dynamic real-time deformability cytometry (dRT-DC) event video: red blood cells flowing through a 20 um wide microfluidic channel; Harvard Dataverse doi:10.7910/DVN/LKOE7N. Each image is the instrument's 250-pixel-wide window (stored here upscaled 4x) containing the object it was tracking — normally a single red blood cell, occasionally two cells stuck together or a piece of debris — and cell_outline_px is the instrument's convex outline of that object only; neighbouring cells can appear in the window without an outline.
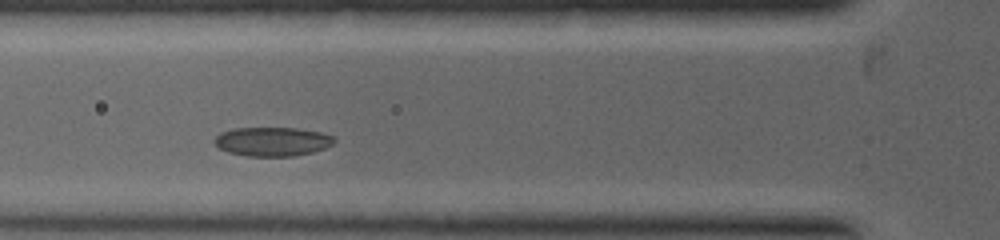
{"species": "common noctule bat (a hibernating species)", "species_latin": "Nyctalus noctula", "temperature_condition": "warm", "stored_images_in_passage": 27, "camera_frame_rate_fps": 5000, "um_per_image_px": 0.085, "animal": {"sex": "female", "body_mass_g": 19.0, "forearm_length_mm": 53.3}, "frame": {"image": 1, "passage_image": 9, "time_ms": 1.8, "image_size_px": [1000, 240], "cell_outline_px": [[336, 140], [332, 144], [324, 148], [312, 152], [292, 156], [248, 156], [228, 152], [220, 148], [212, 140], [220, 132], [232, 128], [296, 128], [320, 132], [332, 136]], "centroid_in_image_um": [23.12, 12.02], "position_along_channel_um": 102.7, "area_um2": 20.17}}
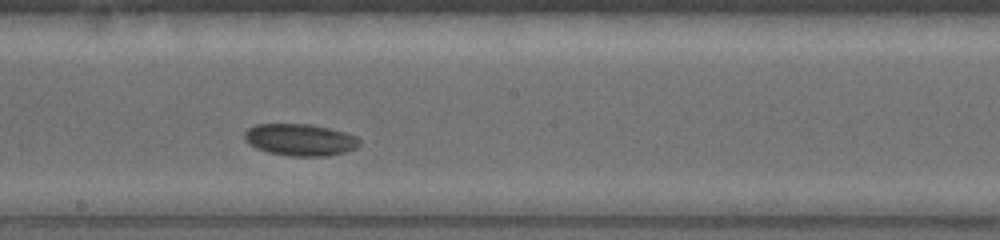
{"frame": {"image": 2, "passage_image": 19, "time_ms": 3.6, "image_size_px": [1000, 240], "cell_outline_px": [[360, 144], [356, 148], [344, 152], [328, 156], [292, 156], [268, 152], [256, 148], [248, 144], [244, 140], [244, 132], [248, 128], [256, 124], [308, 124], [328, 128], [344, 132], [356, 136], [360, 140]], "centroid_in_image_um": [25.48, 11.88], "position_along_channel_um": 222.7, "area_um2": 21.39}}
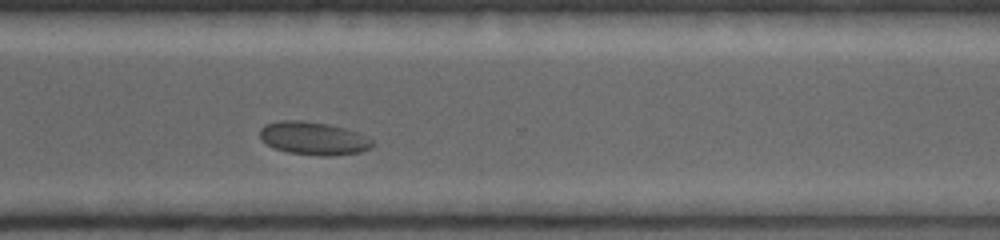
{"frame": {"image": 3, "passage_image": 27, "time_ms": 5.4, "image_size_px": [1000, 240], "cell_outline_px": [[376, 144], [372, 148], [360, 152], [332, 156], [320, 156], [288, 152], [276, 148], [268, 144], [260, 136], [260, 128], [264, 124], [280, 120], [304, 120], [328, 124], [344, 128], [368, 136]], "centroid_in_image_um": [26.69, 11.75], "position_along_channel_um": 343.9, "area_um2": 21.79}}